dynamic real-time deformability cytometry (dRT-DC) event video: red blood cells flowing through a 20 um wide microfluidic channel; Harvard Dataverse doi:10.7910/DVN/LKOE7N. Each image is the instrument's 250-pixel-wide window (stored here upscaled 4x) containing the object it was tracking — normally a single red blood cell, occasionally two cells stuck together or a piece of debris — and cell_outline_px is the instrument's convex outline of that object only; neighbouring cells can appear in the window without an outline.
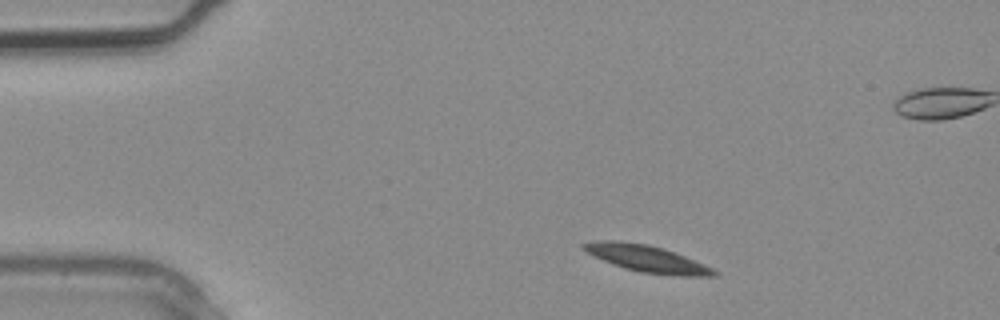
{"species": "common noctule bat (a hibernating species)", "species_latin": "Nyctalus noctula", "temperature_condition": "warm", "stored_images_in_passage": 2, "camera_frame_rate_fps": 3000, "um_per_image_px": 0.085, "animal": {"sex": "male", "body_mass_g": 20.4}, "frame": {"image": 1, "passage_image": 1, "time_ms": 0.0, "image_size_px": [1000, 320], "cell_outline_px": [[716, 276], [684, 276], [640, 272], [624, 268], [612, 264], [580, 248], [580, 244], [596, 240], [620, 240], [648, 244], [664, 248], [704, 264], [712, 268], [716, 272]], "centroid_in_image_um": [54.94, 21.96], "position_along_channel_um": 30.1, "area_um2": 20.23}}